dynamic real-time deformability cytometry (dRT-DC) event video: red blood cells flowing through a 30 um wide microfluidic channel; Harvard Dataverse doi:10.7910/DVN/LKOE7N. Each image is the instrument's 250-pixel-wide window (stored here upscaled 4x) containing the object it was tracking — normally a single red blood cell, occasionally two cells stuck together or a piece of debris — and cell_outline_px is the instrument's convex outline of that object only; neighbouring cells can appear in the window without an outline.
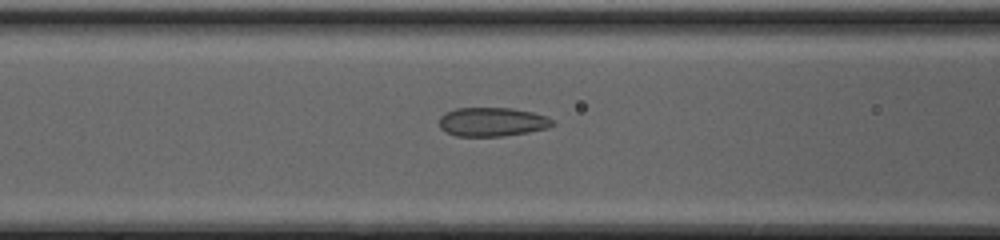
{"species": "common noctule bat (a hibernating species)", "species_latin": "Nyctalus noctula", "temperature_condition": "cold", "stored_images_in_passage": 34, "camera_frame_rate_fps": 3000, "um_per_image_px": 0.085, "animal": {"sex": "female", "body_mass_g": 20.0, "forearm_length_mm": 54.0}, "frame": {"image": 1, "passage_image": 7, "time_ms": 2.0, "image_size_px": [1000, 240], "cell_outline_px": [[556, 124], [548, 128], [528, 132], [504, 136], [456, 136], [444, 132], [440, 128], [440, 116], [456, 108], [512, 108], [532, 112], [548, 116], [556, 120]], "centroid_in_image_um": [41.89, 10.36], "position_along_channel_um": 124.7, "area_um2": 19.31}}
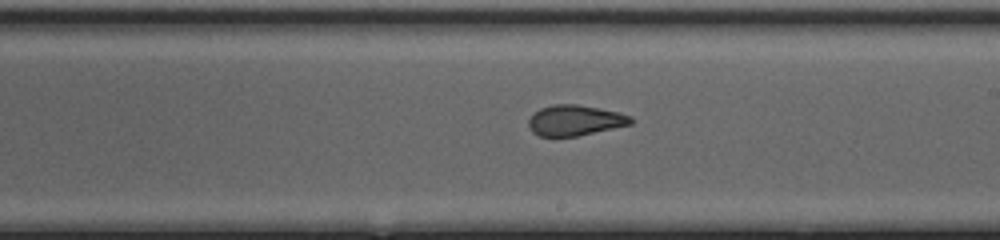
{"frame": {"image": 2, "passage_image": 15, "time_ms": 4.667, "image_size_px": [1000, 240], "cell_outline_px": [[632, 124], [576, 136], [540, 136], [532, 132], [528, 124], [528, 120], [532, 112], [540, 108], [552, 104], [576, 104], [600, 108], [620, 112], [632, 116]], "centroid_in_image_um": [48.85, 10.21], "position_along_channel_um": 240.1, "area_um2": 18.32}}
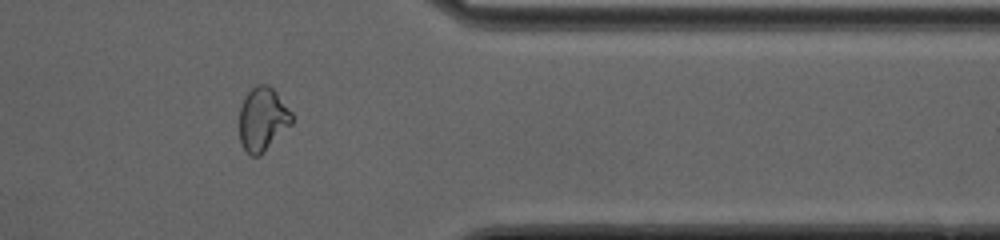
{"frame": {"image": 3, "passage_image": 26, "time_ms": 8.333, "image_size_px": [1000, 240], "cell_outline_px": [[292, 124], [260, 156], [252, 156], [244, 148], [240, 140], [240, 108], [248, 92], [256, 84], [268, 84], [276, 92], [292, 112]], "centroid_in_image_um": [22.34, 10.13], "position_along_channel_um": 389.1, "area_um2": 19.31}, "authors_computed_cell_mechanics": {"area_um2": 19.3052, "velocity_mm_per_s": 4.3392, "shape_relaxation_time_tau1_ms": null, "shape_relaxation_time_tau2_ms": 0.8822, "deformation_change_tau1": null, "deformation_change_tau2": 0.0678}}